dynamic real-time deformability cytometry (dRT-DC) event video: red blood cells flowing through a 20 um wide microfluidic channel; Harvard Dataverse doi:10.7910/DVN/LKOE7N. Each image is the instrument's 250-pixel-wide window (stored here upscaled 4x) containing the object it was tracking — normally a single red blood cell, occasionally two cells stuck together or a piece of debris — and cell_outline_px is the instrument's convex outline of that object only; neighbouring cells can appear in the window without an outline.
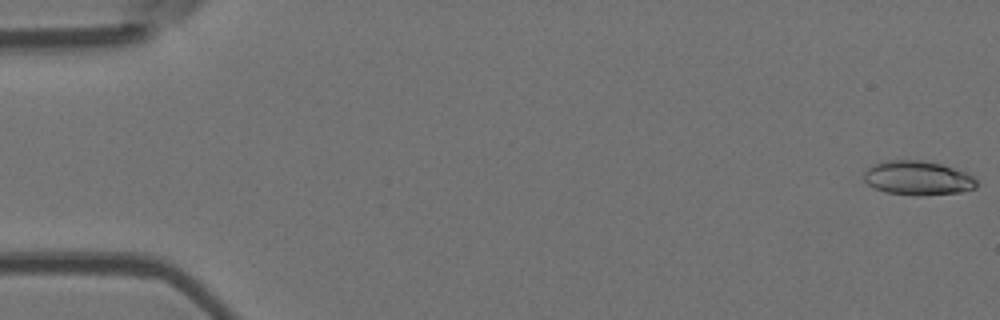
{"species": "Egyptian fruit bat (a non-hibernating species)", "species_latin": "Rousettus aegyptiacus", "temperature_condition": "room temperature", "stored_images_in_passage": 5, "camera_frame_rate_fps": 3000, "um_per_image_px": 0.085, "animal": {"sex": "female"}, "frame": {"image": 1, "passage_image": 1, "time_ms": 0.0, "image_size_px": [1000, 320], "cell_outline_px": [[976, 188], [960, 192], [916, 196], [884, 192], [868, 184], [864, 180], [864, 172], [868, 168], [876, 164], [888, 160], [920, 160], [940, 164], [964, 172], [972, 176], [976, 180]], "centroid_in_image_um": [78.0, 15.14], "position_along_channel_um": 7.0, "area_um2": 22.2}}
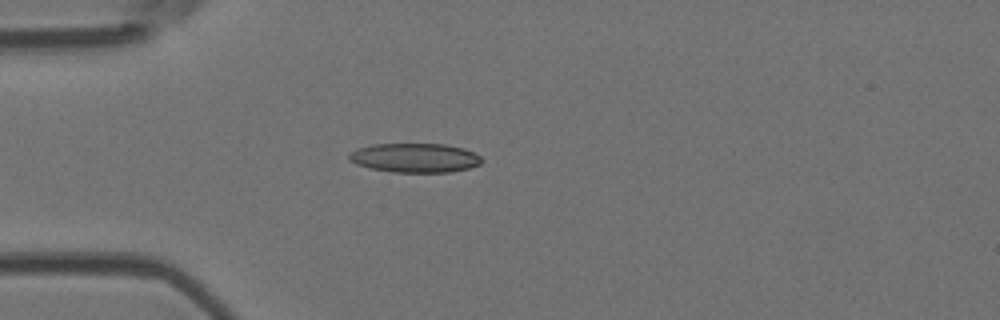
{"frame": {"image": 2, "passage_image": 5, "time_ms": 4.667, "image_size_px": [1000, 320], "cell_outline_px": [[484, 160], [480, 164], [468, 168], [448, 172], [392, 172], [372, 168], [356, 164], [348, 160], [348, 152], [356, 148], [372, 144], [444, 144], [464, 148], [480, 156]], "centroid_in_image_um": [35.23, 13.41], "position_along_channel_um": 49.8, "area_um2": 22.66}}